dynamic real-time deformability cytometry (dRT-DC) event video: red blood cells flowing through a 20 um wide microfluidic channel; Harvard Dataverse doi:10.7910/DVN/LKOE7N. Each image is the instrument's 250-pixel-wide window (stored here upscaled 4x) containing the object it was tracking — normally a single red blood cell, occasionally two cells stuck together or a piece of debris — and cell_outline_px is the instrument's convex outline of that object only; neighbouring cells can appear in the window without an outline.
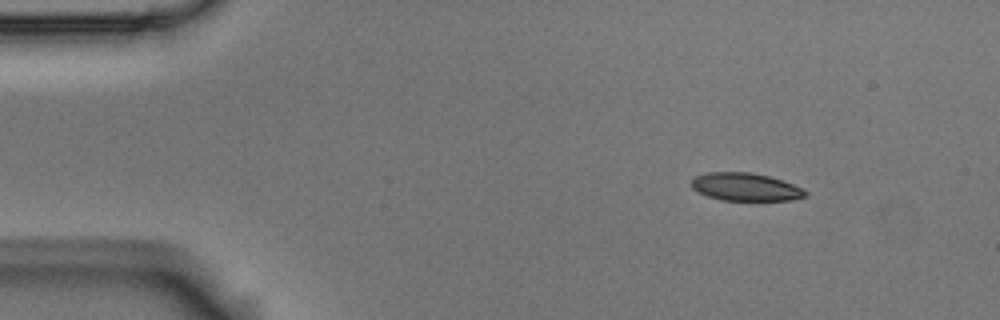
{"species": "Egyptian fruit bat (a non-hibernating species)", "species_latin": "Rousettus aegyptiacus", "temperature_condition": "room temperature", "stored_images_in_passage": 5, "camera_frame_rate_fps": 3000, "um_per_image_px": 0.085, "animal": {"sex": "male"}, "frame": {"image": 1, "passage_image": 1, "time_ms": 0.0, "image_size_px": [1000, 320], "cell_outline_px": [[808, 192], [804, 196], [792, 200], [720, 200], [708, 196], [692, 188], [692, 180], [696, 176], [708, 172], [752, 172], [768, 176], [792, 184]], "centroid_in_image_um": [63.34, 15.88], "position_along_channel_um": 21.7, "area_um2": 18.21}}
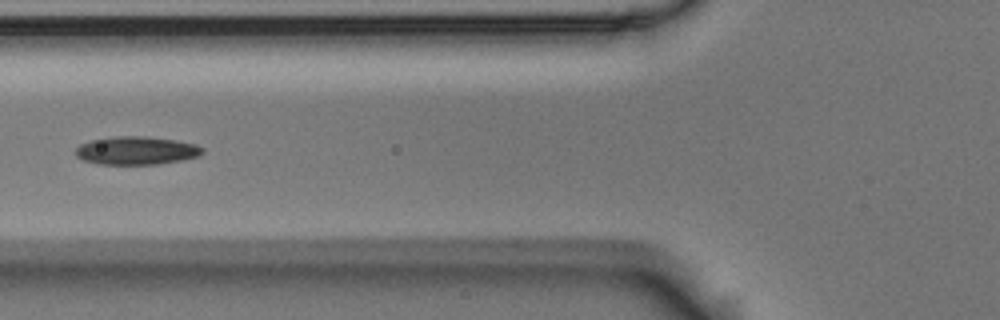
{"frame": {"image": 2, "passage_image": 5, "time_ms": 1.333, "image_size_px": [1000, 320], "cell_outline_px": [[204, 152], [200, 156], [180, 160], [156, 164], [100, 164], [84, 160], [76, 156], [76, 148], [80, 144], [92, 140], [116, 136], [144, 136], [176, 140], [196, 144], [204, 148]], "centroid_in_image_um": [11.62, 12.79], "position_along_channel_um": 114.2, "area_um2": 20.75}}